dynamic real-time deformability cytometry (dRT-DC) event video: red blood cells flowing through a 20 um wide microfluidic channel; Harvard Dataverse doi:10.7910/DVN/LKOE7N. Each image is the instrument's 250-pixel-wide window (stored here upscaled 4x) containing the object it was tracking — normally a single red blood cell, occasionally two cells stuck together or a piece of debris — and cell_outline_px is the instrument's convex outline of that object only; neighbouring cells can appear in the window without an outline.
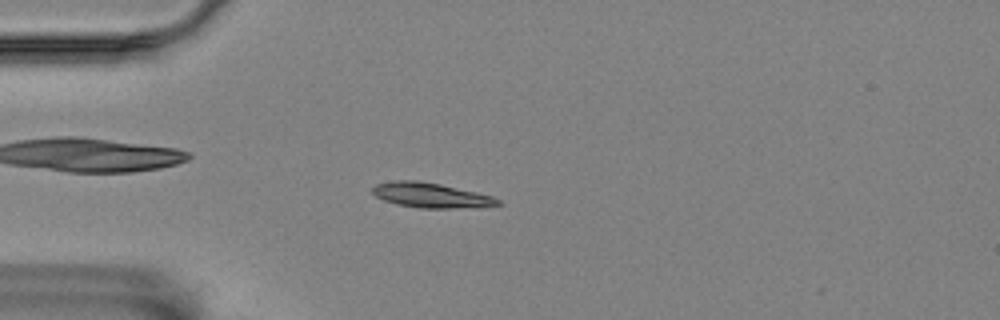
{"species": "Egyptian fruit bat (a non-hibernating species)", "species_latin": "Rousettus aegyptiacus", "temperature_condition": "room temperature", "stored_images_in_passage": 56, "camera_frame_rate_fps": 3000, "um_per_image_px": 0.085, "animal": {"sex": "female"}, "frame": {"image": 1, "passage_image": 15, "time_ms": 4.667, "image_size_px": [1000, 320], "cell_outline_px": [[504, 204], [480, 208], [420, 208], [396, 204], [384, 200], [376, 196], [372, 192], [372, 188], [376, 184], [396, 180], [416, 180], [440, 184], [476, 192], [492, 196], [500, 200]], "centroid_in_image_um": [36.68, 16.61], "position_along_channel_um": 48.3, "area_um2": 18.32}}
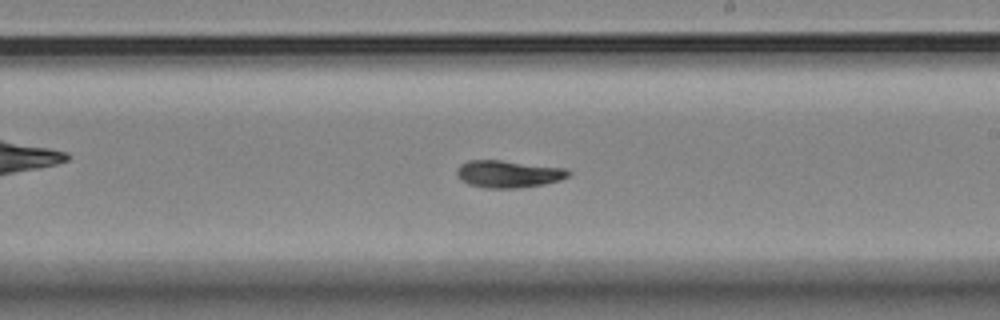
{"frame": {"image": 2, "passage_image": 33, "time_ms": 10.667, "image_size_px": [1000, 320], "cell_outline_px": [[572, 172], [568, 176], [560, 180], [544, 184], [520, 188], [484, 188], [468, 184], [460, 180], [456, 176], [456, 168], [460, 164], [468, 160], [500, 160], [568, 168]], "centroid_in_image_um": [43.19, 14.79], "position_along_channel_um": 245.8, "area_um2": 18.03}}
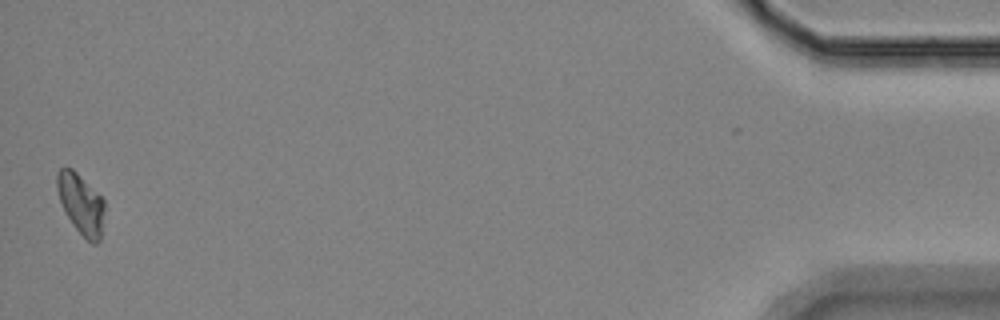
{"frame": {"image": 3, "passage_image": 56, "time_ms": 18.333, "image_size_px": [1000, 320], "cell_outline_px": [[104, 208], [100, 240], [96, 244], [92, 244], [72, 224], [60, 200], [56, 188], [56, 172], [64, 164], [72, 168], [104, 200]], "centroid_in_image_um": [6.85, 17.29], "position_along_channel_um": 428.3, "area_um2": 16.47}, "authors_computed_cell_mechanics": {"area_um2": 17.1377, "velocity_mm_per_s": 3.5229, "shape_relaxation_time_tau1_ms": null, "shape_relaxation_time_tau2_ms": 7.0863, "deformation_change_tau1": null, "deformation_change_tau2": 0.072}}